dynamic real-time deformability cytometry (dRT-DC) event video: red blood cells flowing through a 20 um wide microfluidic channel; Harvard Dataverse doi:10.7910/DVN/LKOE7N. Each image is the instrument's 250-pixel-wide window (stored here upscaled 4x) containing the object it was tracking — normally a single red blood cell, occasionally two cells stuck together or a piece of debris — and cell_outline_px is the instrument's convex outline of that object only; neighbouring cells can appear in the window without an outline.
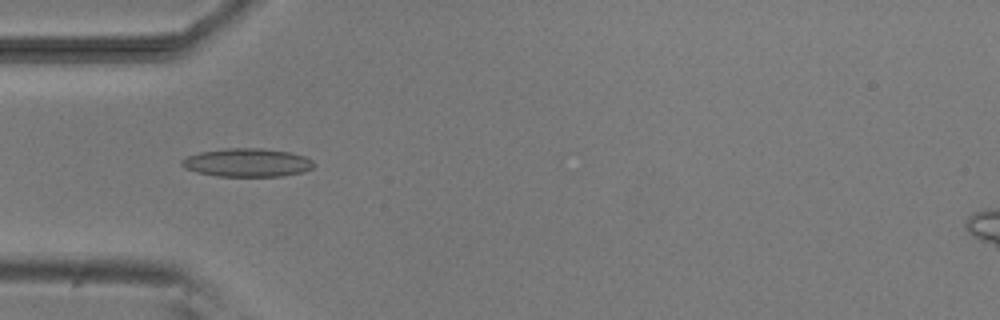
{"species": "common noctule bat (a hibernating species)", "species_latin": "Nyctalus noctula", "temperature_condition": "room temperature", "stored_images_in_passage": 2, "camera_frame_rate_fps": 3000, "um_per_image_px": 0.085, "animal": {"sex": "male", "body_mass_g": 20.5, "forearm_length_mm": 52.5}, "frame": {"image": 1, "passage_image": 1, "time_ms": 0.0, "image_size_px": [1000, 320], "cell_outline_px": [[316, 164], [312, 168], [304, 172], [284, 176], [216, 176], [196, 172], [184, 168], [180, 164], [180, 160], [188, 156], [200, 152], [224, 148], [264, 148], [292, 152], [304, 156], [312, 160]], "centroid_in_image_um": [21.03, 13.82], "position_along_channel_um": 64.0, "area_um2": 22.14}}